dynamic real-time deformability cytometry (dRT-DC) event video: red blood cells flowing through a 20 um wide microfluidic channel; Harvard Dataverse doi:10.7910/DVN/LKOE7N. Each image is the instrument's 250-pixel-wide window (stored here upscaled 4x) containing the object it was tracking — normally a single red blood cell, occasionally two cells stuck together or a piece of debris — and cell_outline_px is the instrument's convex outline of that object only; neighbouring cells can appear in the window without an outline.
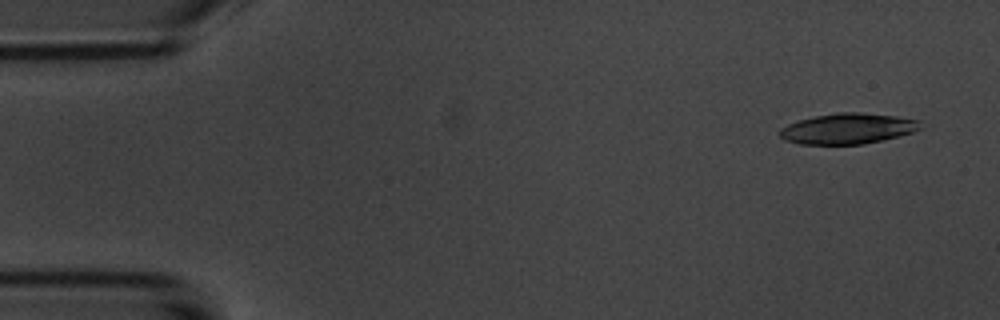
{"species": "common noctule bat (a hibernating species)", "species_latin": "Nyctalus noctula", "temperature_condition": "room temperature", "stored_images_in_passage": 7, "camera_frame_rate_fps": 3000, "um_per_image_px": 0.085, "animal": {"sex": "male", "body_mass_g": 20.1, "forearm_length_mm": 53.5}, "frame": {"image": 1, "passage_image": 1, "time_ms": 0.0, "image_size_px": [1000, 320], "cell_outline_px": [[920, 128], [912, 132], [900, 136], [864, 144], [800, 144], [784, 140], [780, 136], [780, 128], [788, 124], [800, 120], [816, 116], [836, 112], [860, 112], [896, 116], [920, 120]], "centroid_in_image_um": [72.06, 10.93], "position_along_channel_um": 12.9, "area_um2": 25.03}}
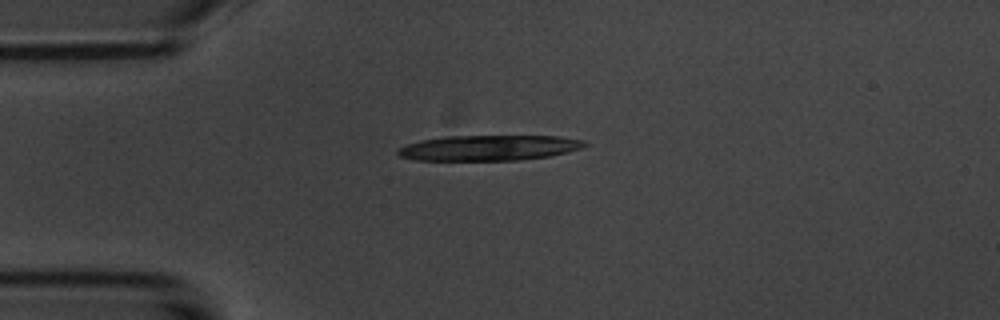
{"frame": {"image": 2, "passage_image": 4, "time_ms": 3.333, "image_size_px": [1000, 320], "cell_outline_px": [[588, 144], [580, 148], [568, 152], [548, 156], [520, 160], [416, 160], [400, 156], [396, 152], [396, 148], [420, 140], [444, 136], [560, 136], [584, 140]], "centroid_in_image_um": [41.54, 12.56], "position_along_channel_um": 43.5, "area_um2": 27.69}}